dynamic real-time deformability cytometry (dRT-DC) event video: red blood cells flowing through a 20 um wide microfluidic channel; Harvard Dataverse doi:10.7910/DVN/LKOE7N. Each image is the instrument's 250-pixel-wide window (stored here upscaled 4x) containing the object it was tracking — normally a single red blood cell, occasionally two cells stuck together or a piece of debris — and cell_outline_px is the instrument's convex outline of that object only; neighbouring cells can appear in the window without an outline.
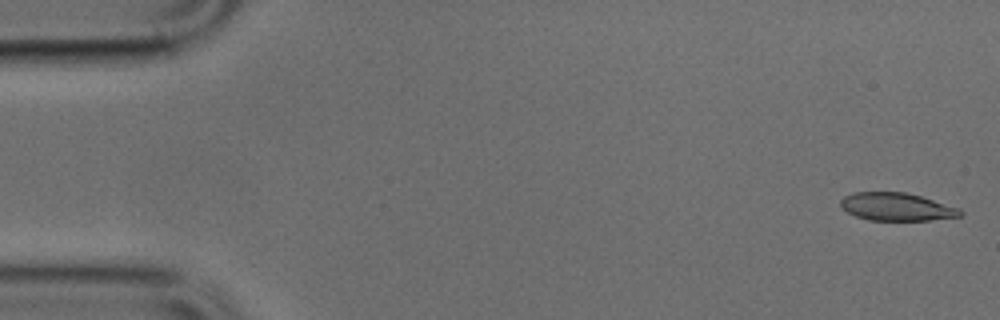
{"species": "common noctule bat (a hibernating species)", "species_latin": "Nyctalus noctula", "temperature_condition": "cold", "stored_images_in_passage": 50, "camera_frame_rate_fps": 3000, "um_per_image_px": 0.085, "animal": {"sex": "male", "body_mass_g": 17.9, "forearm_length_mm": 54.2}, "frame": {"image": 1, "passage_image": 1, "time_ms": 0.0, "image_size_px": [1000, 320], "cell_outline_px": [[964, 216], [932, 220], [868, 220], [856, 216], [840, 208], [840, 200], [844, 196], [852, 192], [904, 192], [920, 196], [960, 208], [964, 212]], "centroid_in_image_um": [76.22, 17.58], "position_along_channel_um": 8.8, "area_um2": 19.59}}
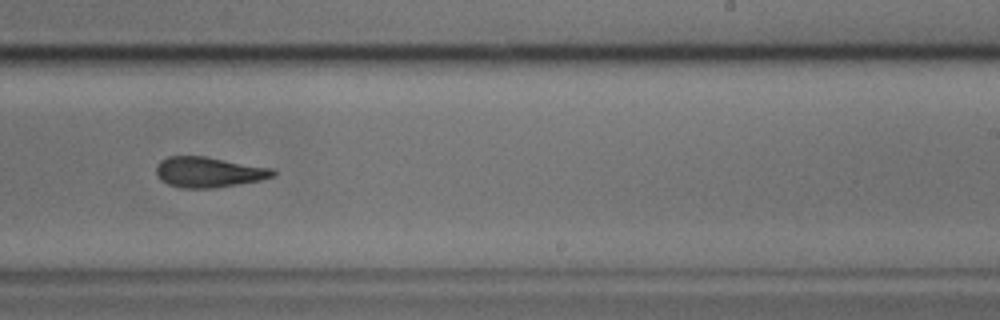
{"frame": {"image": 2, "passage_image": 30, "time_ms": 9.667, "image_size_px": [1000, 320], "cell_outline_px": [[276, 176], [260, 180], [216, 188], [180, 188], [168, 184], [160, 180], [156, 172], [156, 164], [160, 160], [168, 156], [204, 156], [272, 168], [276, 172]], "centroid_in_image_um": [17.72, 14.63], "position_along_channel_um": 271.3, "area_um2": 20.81}}
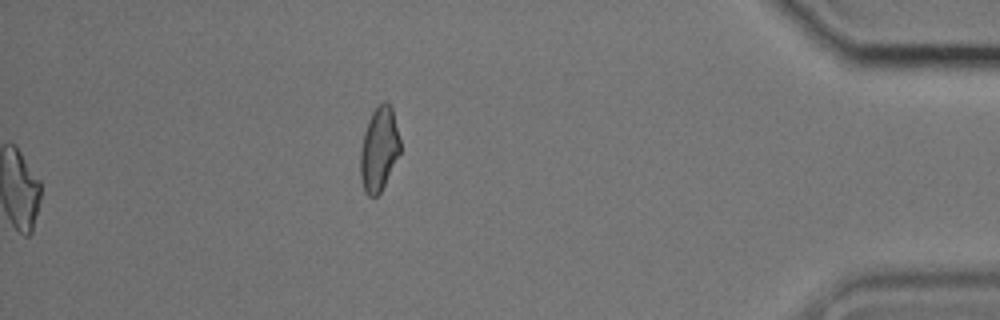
{"frame": {"image": 3, "passage_image": 50, "time_ms": 16.333, "image_size_px": [1000, 320], "cell_outline_px": [[400, 152], [380, 192], [376, 196], [368, 196], [364, 192], [360, 176], [360, 152], [364, 132], [368, 120], [372, 112], [384, 100], [392, 108], [400, 140]], "centroid_in_image_um": [32.2, 12.68], "position_along_channel_um": 403.0, "area_um2": 19.25}}